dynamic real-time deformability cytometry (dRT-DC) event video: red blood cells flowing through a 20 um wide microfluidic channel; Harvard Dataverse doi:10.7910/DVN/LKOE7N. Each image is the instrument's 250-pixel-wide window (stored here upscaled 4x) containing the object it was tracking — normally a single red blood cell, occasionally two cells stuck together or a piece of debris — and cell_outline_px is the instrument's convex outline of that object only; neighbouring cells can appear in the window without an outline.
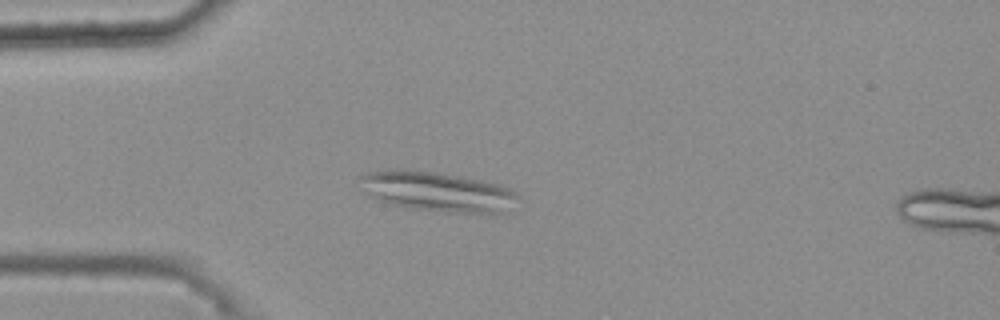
{"species": "common noctule bat (a hibernating species)", "species_latin": "Nyctalus noctula", "temperature_condition": "warm", "stored_images_in_passage": 46, "camera_frame_rate_fps": 3000, "um_per_image_px": 0.085, "animal": {"sex": "female", "body_mass_g": 25.1}, "frame": {"image": 1, "passage_image": 14, "time_ms": 4.333, "image_size_px": [1000, 320], "cell_outline_px": [[520, 196], [504, 212], [444, 212], [408, 208], [376, 200], [368, 196], [364, 192], [360, 176], [368, 172], [384, 168], [400, 168], [432, 172], [480, 180], [496, 184], [508, 188]], "centroid_in_image_um": [37.07, 16.27], "position_along_channel_um": 47.9, "area_um2": 36.36}}
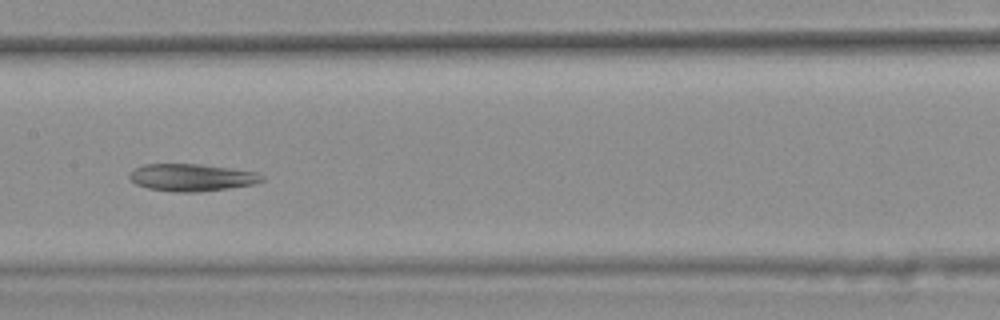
{"frame": {"image": 2, "passage_image": 27, "time_ms": 8.667, "image_size_px": [1000, 320], "cell_outline_px": [[264, 180], [252, 184], [228, 188], [200, 192], [176, 192], [148, 188], [136, 184], [128, 176], [136, 168], [144, 164], [200, 164], [232, 168], [260, 172], [264, 176]], "centroid_in_image_um": [16.34, 15.08], "position_along_channel_um": 191.1, "area_um2": 21.04}}
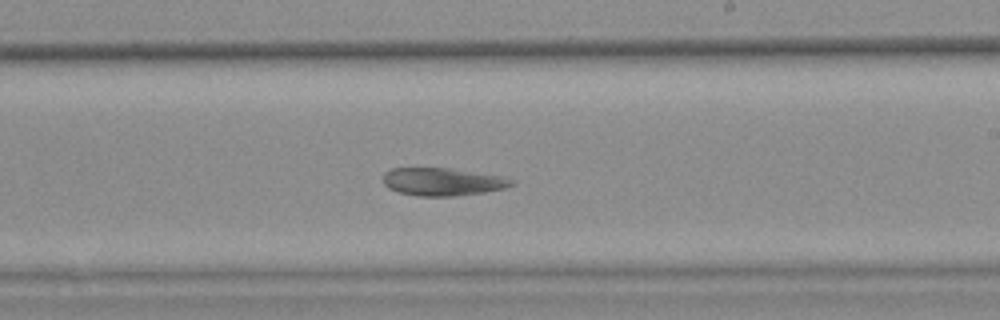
{"frame": {"image": 3, "passage_image": 32, "time_ms": 10.333, "image_size_px": [1000, 320], "cell_outline_px": [[516, 184], [504, 188], [484, 192], [456, 196], [416, 196], [400, 192], [388, 188], [384, 184], [384, 172], [392, 168], [448, 168], [504, 176], [516, 180]], "centroid_in_image_um": [37.66, 15.45], "position_along_channel_um": 251.3, "area_um2": 20.92}, "authors_computed_cell_mechanics": {"area_um2": 22.4264, "velocity_mm_per_s": 3.6442, "shape_relaxation_time_tau1_ms": null, "shape_relaxation_time_tau2_ms": 4.244, "deformation_change_tau1": null, "deformation_change_tau2": 0.093}}